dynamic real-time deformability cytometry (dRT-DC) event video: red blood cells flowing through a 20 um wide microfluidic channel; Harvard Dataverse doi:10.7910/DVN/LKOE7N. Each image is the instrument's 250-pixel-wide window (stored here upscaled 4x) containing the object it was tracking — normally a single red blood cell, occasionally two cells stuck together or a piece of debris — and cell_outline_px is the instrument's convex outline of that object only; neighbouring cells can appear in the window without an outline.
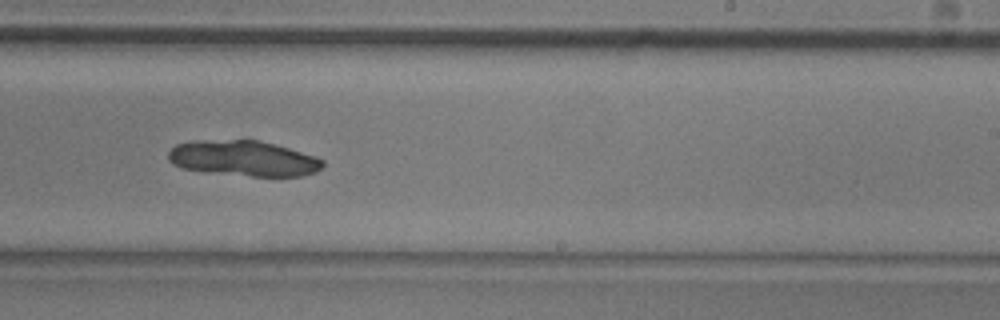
{"species": "common noctule bat (a hibernating species)", "species_latin": "Nyctalus noctula", "temperature_condition": "room temperature", "stored_images_in_passage": 37, "camera_frame_rate_fps": 3000, "um_per_image_px": 0.085, "animal": {"sex": "male", "body_mass_g": 20.5, "forearm_length_mm": 52.5}, "frame": {"image": 1, "passage_image": 17, "time_ms": 5.333, "image_size_px": [1000, 320], "cell_outline_px": [[324, 164], [316, 172], [300, 176], [252, 176], [180, 168], [172, 164], [168, 160], [168, 152], [176, 144], [196, 140], [248, 136], [288, 148], [324, 160]], "centroid_in_image_um": [20.65, 13.4], "position_along_channel_um": 268.4, "area_um2": 32.6}}
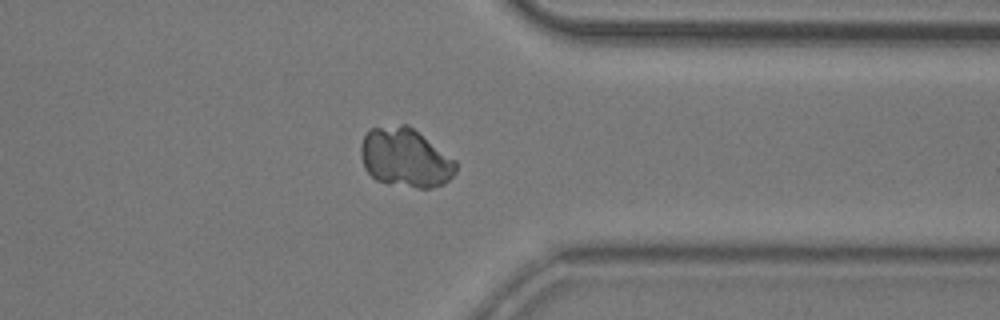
{"frame": {"image": 2, "passage_image": 26, "time_ms": 8.333, "image_size_px": [1000, 320], "cell_outline_px": [[456, 172], [444, 184], [432, 188], [416, 188], [388, 184], [376, 180], [364, 168], [360, 156], [360, 148], [364, 136], [368, 128], [400, 124], [408, 124], [456, 160]], "centroid_in_image_um": [34.43, 13.41], "position_along_channel_um": 377.0, "area_um2": 33.0}}
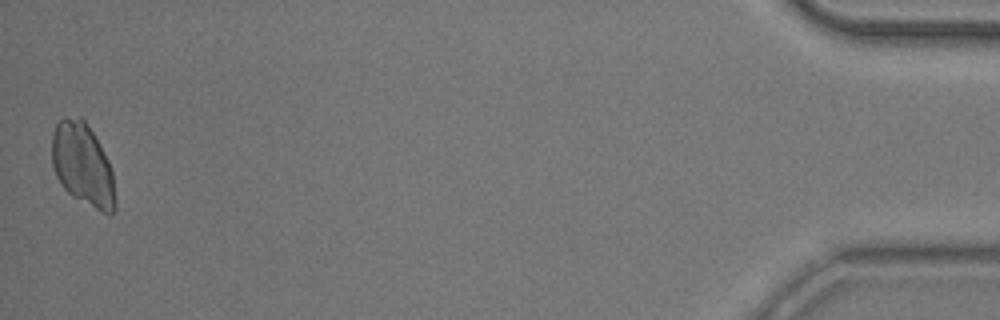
{"frame": {"image": 3, "passage_image": 37, "time_ms": 12.0, "image_size_px": [1000, 320], "cell_outline_px": [[116, 208], [112, 212], [100, 212], [72, 196], [64, 188], [56, 176], [52, 164], [52, 132], [56, 124], [64, 116], [80, 116], [84, 120], [92, 132], [108, 160], [112, 172], [116, 204]], "centroid_in_image_um": [7.01, 13.98], "position_along_channel_um": 428.2, "area_um2": 30.4}}